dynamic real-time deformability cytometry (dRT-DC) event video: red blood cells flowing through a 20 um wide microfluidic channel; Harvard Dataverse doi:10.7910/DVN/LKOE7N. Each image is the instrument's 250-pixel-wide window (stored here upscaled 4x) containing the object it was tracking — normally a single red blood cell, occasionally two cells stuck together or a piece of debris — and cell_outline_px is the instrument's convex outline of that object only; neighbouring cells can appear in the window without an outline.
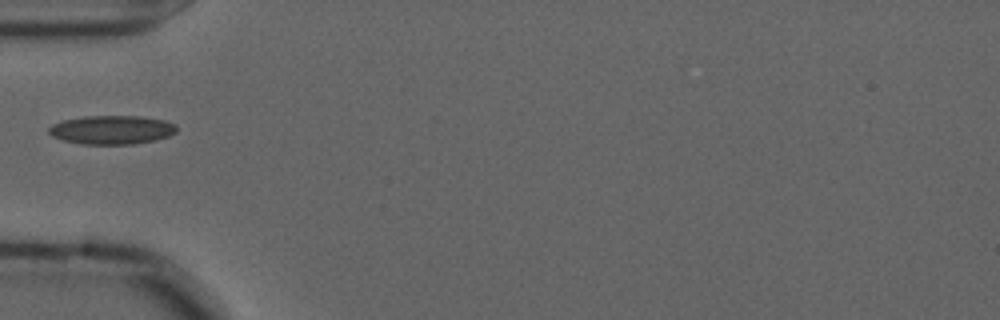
{"species": "common noctule bat (a hibernating species)", "species_latin": "Nyctalus noctula", "temperature_condition": "cold", "stored_images_in_passage": 39, "camera_frame_rate_fps": 3000, "um_per_image_px": 0.085, "animal": {"sex": "male", "forearm_length_mm": 52.5}, "frame": {"image": 1, "passage_image": 1, "time_ms": 0.0, "image_size_px": [1000, 320], "cell_outline_px": [[176, 132], [168, 136], [156, 140], [132, 144], [80, 144], [64, 140], [52, 136], [48, 132], [48, 128], [52, 124], [64, 120], [84, 116], [140, 116], [164, 120], [176, 124]], "centroid_in_image_um": [9.5, 11.03], "position_along_channel_um": 75.5, "area_um2": 21.44}}
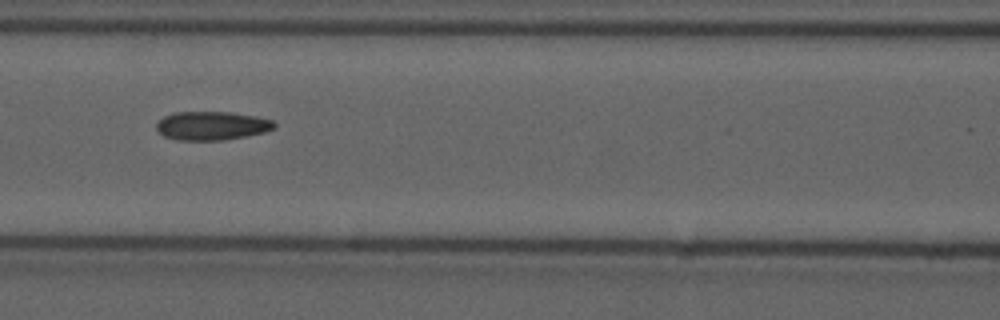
{"frame": {"image": 2, "passage_image": 7, "time_ms": 2.0, "image_size_px": [1000, 320], "cell_outline_px": [[276, 128], [264, 132], [224, 140], [176, 140], [164, 136], [156, 128], [156, 124], [164, 116], [172, 112], [232, 112], [256, 116], [272, 120], [276, 124]], "centroid_in_image_um": [18.0, 10.68], "position_along_channel_um": 148.6, "area_um2": 19.71}}
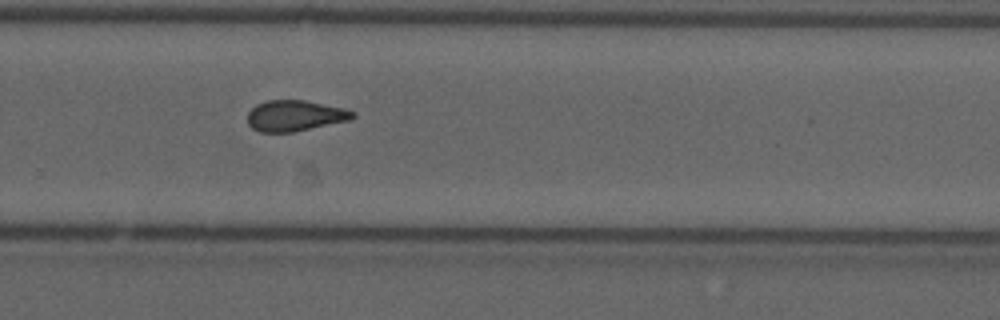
{"frame": {"image": 3, "passage_image": 20, "time_ms": 6.333, "image_size_px": [1000, 320], "cell_outline_px": [[356, 116], [348, 120], [292, 132], [260, 132], [252, 128], [248, 124], [248, 112], [256, 104], [268, 100], [304, 100], [344, 108], [356, 112]], "centroid_in_image_um": [25.05, 9.83], "position_along_channel_um": 304.7, "area_um2": 18.79}}